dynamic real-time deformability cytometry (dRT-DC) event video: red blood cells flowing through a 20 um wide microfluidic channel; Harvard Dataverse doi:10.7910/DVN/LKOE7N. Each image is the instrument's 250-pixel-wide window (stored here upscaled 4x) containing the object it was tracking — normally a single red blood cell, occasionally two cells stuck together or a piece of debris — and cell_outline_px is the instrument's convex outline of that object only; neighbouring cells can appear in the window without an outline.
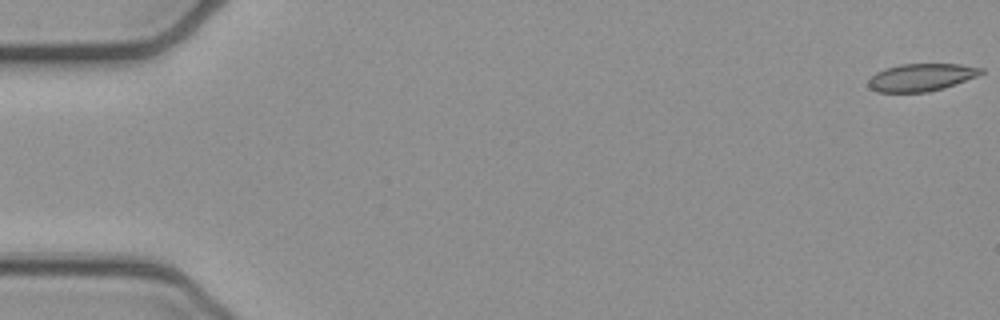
{"species": "common noctule bat (a hibernating species)", "species_latin": "Nyctalus noctula", "temperature_condition": "cold", "stored_images_in_passage": 53, "camera_frame_rate_fps": 3000, "um_per_image_px": 0.085, "animal": {"sex": "female", "body_mass_g": 21.9}, "frame": {"image": 1, "passage_image": 1, "time_ms": 0.0, "image_size_px": [1000, 320], "cell_outline_px": [[984, 72], [976, 76], [944, 88], [928, 92], [876, 92], [868, 84], [868, 80], [876, 72], [884, 68], [900, 64], [960, 64], [984, 68]], "centroid_in_image_um": [78.3, 6.57], "position_along_channel_um": 6.7, "area_um2": 18.03}}
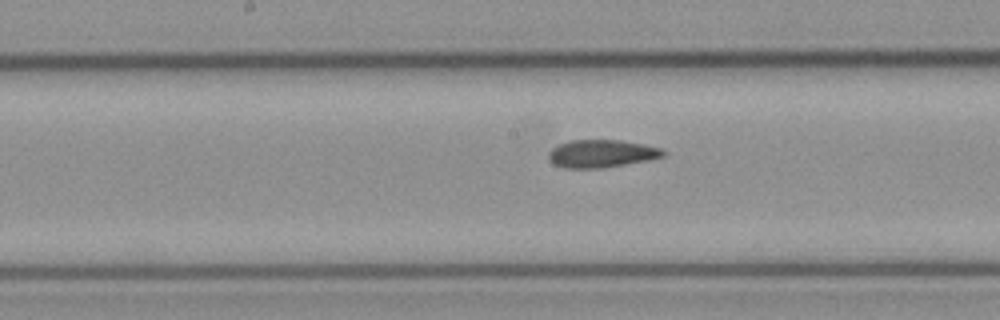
{"frame": {"image": 2, "passage_image": 27, "time_ms": 8.667, "image_size_px": [1000, 320], "cell_outline_px": [[668, 152], [664, 156], [648, 160], [604, 168], [564, 168], [552, 164], [548, 156], [548, 152], [552, 148], [568, 140], [620, 140], [644, 144], [660, 148]], "centroid_in_image_um": [51.12, 13.06], "position_along_channel_um": 197.1, "area_um2": 18.67}}
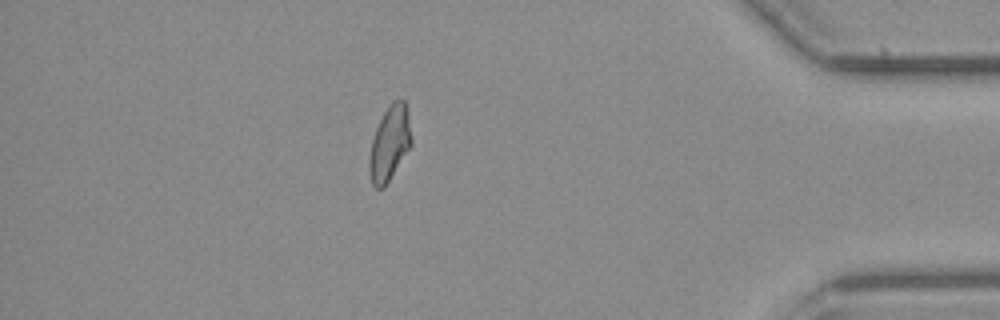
{"frame": {"image": 3, "passage_image": 46, "time_ms": 15.0, "image_size_px": [1000, 320], "cell_outline_px": [[412, 144], [384, 188], [376, 188], [372, 184], [368, 168], [368, 160], [372, 140], [376, 128], [384, 112], [392, 100], [404, 100], [408, 112], [412, 136]], "centroid_in_image_um": [33.12, 12.19], "position_along_channel_um": 402.1, "area_um2": 18.32}, "authors_computed_cell_mechanics": {"area_um2": 18.9006, "velocity_mm_per_s": 3.9301, "shape_relaxation_time_tau1_ms": null, "shape_relaxation_time_tau2_ms": 2.1645, "deformation_change_tau1": null, "deformation_change_tau2": 0.0952}}